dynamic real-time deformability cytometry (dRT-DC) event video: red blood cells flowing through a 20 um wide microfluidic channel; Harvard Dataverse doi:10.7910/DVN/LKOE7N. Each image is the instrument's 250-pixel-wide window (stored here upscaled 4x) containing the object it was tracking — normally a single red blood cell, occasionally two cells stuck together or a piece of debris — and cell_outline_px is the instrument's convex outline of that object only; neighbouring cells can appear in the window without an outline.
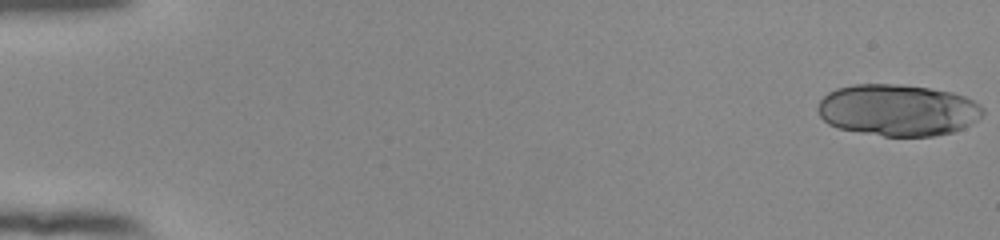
{"species": "human", "species_latin": "Homo sapiens", "temperature_condition": "room temperature", "stored_images_in_passage": 55, "segment_of_instrument_passage": [1, 2], "camera_frame_rate_fps": 3000, "um_per_image_px": 0.085, "donor": {"sex": "female"}, "frame": {"image": 1, "passage_image": 1, "time_ms": 0.0, "image_size_px": [1000, 240], "cell_outline_px": [[984, 112], [972, 124], [964, 128], [952, 132], [936, 136], [884, 136], [860, 132], [840, 128], [828, 124], [820, 116], [816, 108], [820, 100], [828, 92], [836, 88], [852, 84], [900, 84], [928, 88], [952, 92], [964, 96], [980, 104], [984, 108]], "centroid_in_image_um": [76.31, 9.35], "position_along_channel_um": 8.7, "area_um2": 49.88}}
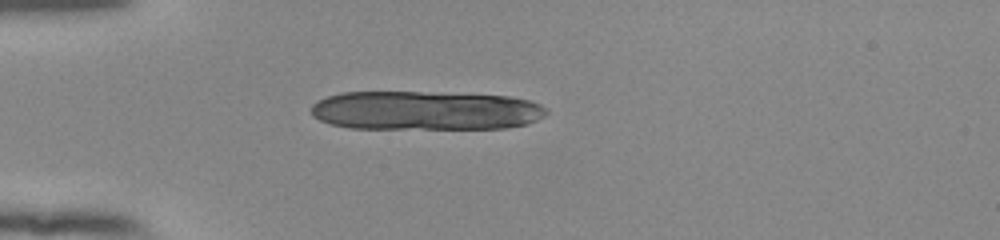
{"frame": {"image": 2, "passage_image": 16, "time_ms": 5.0, "image_size_px": [1000, 240], "cell_outline_px": [[548, 112], [544, 116], [528, 124], [504, 128], [352, 128], [332, 124], [320, 120], [312, 116], [312, 104], [316, 100], [340, 92], [420, 92], [508, 96], [528, 100], [540, 104]], "centroid_in_image_um": [36.14, 9.39], "position_along_channel_um": 48.9, "area_um2": 53.41}}